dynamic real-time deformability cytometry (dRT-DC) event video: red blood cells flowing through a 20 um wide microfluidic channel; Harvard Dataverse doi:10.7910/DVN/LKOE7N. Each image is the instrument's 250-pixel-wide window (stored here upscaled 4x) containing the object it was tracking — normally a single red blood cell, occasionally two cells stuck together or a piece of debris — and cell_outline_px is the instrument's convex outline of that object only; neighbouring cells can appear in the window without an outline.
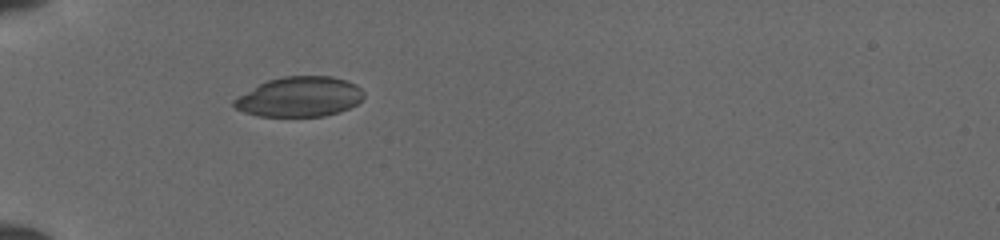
{"species": "common noctule bat (a hibernating species)", "species_latin": "Nyctalus noctula", "temperature_condition": "cold", "stored_images_in_passage": 28, "camera_frame_rate_fps": 3000, "um_per_image_px": 0.085, "animal": {"sex": "female", "body_mass_g": 19.5, "forearm_length_mm": 54.1}, "frame": {"image": 1, "passage_image": 1, "time_ms": 0.0, "image_size_px": [1000, 240], "cell_outline_px": [[364, 96], [356, 104], [340, 112], [324, 116], [256, 116], [244, 112], [236, 108], [232, 104], [232, 100], [260, 84], [268, 80], [284, 76], [332, 76], [348, 80], [356, 84], [364, 92]], "centroid_in_image_um": [25.48, 8.23], "position_along_channel_um": 59.5, "area_um2": 30.17}}
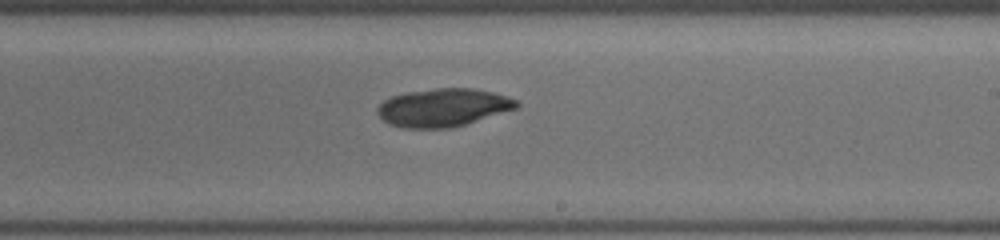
{"frame": {"image": 2, "passage_image": 13, "time_ms": 5.0, "image_size_px": [1000, 240], "cell_outline_px": [[520, 108], [464, 124], [448, 128], [404, 128], [388, 124], [376, 112], [376, 108], [384, 100], [392, 96], [408, 92], [436, 88], [472, 88], [492, 92], [508, 96], [516, 100], [520, 104]], "centroid_in_image_um": [37.68, 9.14], "position_along_channel_um": 251.3, "area_um2": 30.87}}
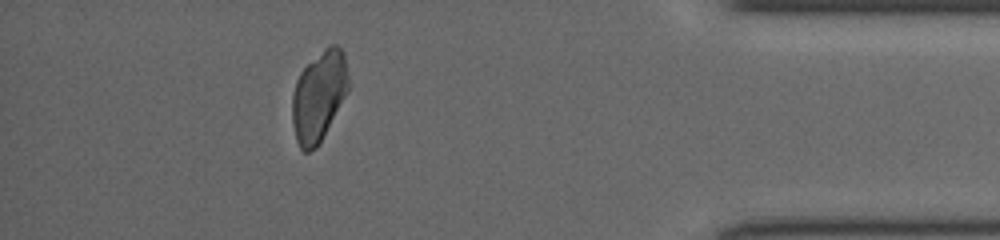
{"frame": {"image": 3, "passage_image": 24, "time_ms": 9.667, "image_size_px": [1000, 240], "cell_outline_px": [[348, 92], [320, 144], [316, 148], [308, 152], [304, 152], [300, 148], [296, 140], [292, 124], [292, 92], [296, 80], [300, 72], [328, 44], [336, 44], [344, 52], [348, 76]], "centroid_in_image_um": [27.1, 8.19], "position_along_channel_um": 408.1, "area_um2": 29.88}}